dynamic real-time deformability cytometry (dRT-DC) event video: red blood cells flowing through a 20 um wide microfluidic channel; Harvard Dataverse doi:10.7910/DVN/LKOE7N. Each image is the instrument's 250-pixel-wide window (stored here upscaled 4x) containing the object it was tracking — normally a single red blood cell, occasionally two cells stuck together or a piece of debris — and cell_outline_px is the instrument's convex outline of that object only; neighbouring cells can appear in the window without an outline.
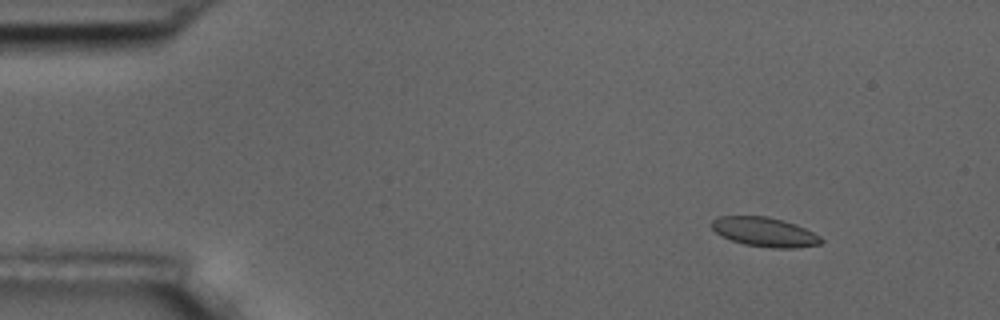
{"species": "common noctule bat (a hibernating species)", "species_latin": "Nyctalus noctula", "temperature_condition": "room temperature", "stored_images_in_passage": 4, "camera_frame_rate_fps": 3000, "um_per_image_px": 0.085, "animal": {"sex": "male", "body_mass_g": 17.5, "forearm_length_mm": 52.3}, "frame": {"image": 1, "passage_image": 2, "time_ms": 1.333, "image_size_px": [1000, 320], "cell_outline_px": [[824, 240], [820, 244], [796, 248], [772, 248], [744, 244], [732, 240], [716, 232], [712, 228], [712, 220], [720, 216], [768, 216], [784, 220], [796, 224], [820, 236]], "centroid_in_image_um": [65.02, 19.71], "position_along_channel_um": 20.0, "area_um2": 18.61}}